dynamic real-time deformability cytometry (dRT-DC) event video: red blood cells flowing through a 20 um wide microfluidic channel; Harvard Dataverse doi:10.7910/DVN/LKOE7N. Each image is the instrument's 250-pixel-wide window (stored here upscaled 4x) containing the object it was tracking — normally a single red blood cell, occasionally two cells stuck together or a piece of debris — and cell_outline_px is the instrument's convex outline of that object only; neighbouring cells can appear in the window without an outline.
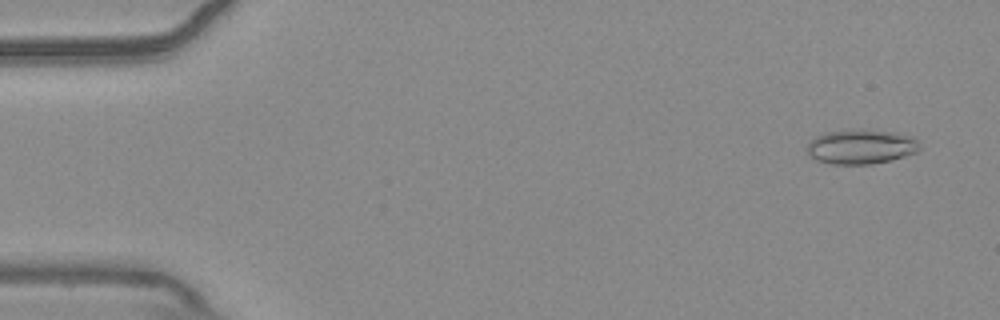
{"species": "common noctule bat (a hibernating species)", "species_latin": "Nyctalus noctula", "temperature_condition": "warm", "stored_images_in_passage": 54, "camera_frame_rate_fps": 3000, "um_per_image_px": 0.085, "animal": {"sex": "male", "body_mass_g": 20.4}, "frame": {"image": 1, "passage_image": 3, "time_ms": 0.667, "image_size_px": [1000, 320], "cell_outline_px": [[920, 148], [916, 152], [892, 160], [872, 164], [832, 164], [816, 160], [808, 152], [808, 144], [816, 136], [828, 132], [848, 128], [864, 128], [892, 132], [912, 136], [916, 140]], "centroid_in_image_um": [73.19, 12.45], "position_along_channel_um": 11.8, "area_um2": 22.83}}
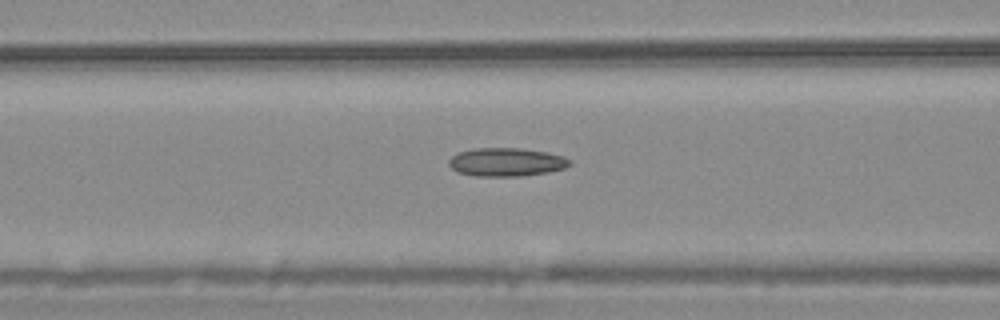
{"frame": {"image": 2, "passage_image": 22, "time_ms": 7.0, "image_size_px": [1000, 320], "cell_outline_px": [[572, 164], [564, 168], [548, 172], [520, 176], [476, 176], [456, 172], [448, 164], [448, 160], [456, 152], [476, 148], [520, 148], [548, 152], [564, 156], [572, 160]], "centroid_in_image_um": [43.04, 13.77], "position_along_channel_um": 123.6, "area_um2": 20.23}}
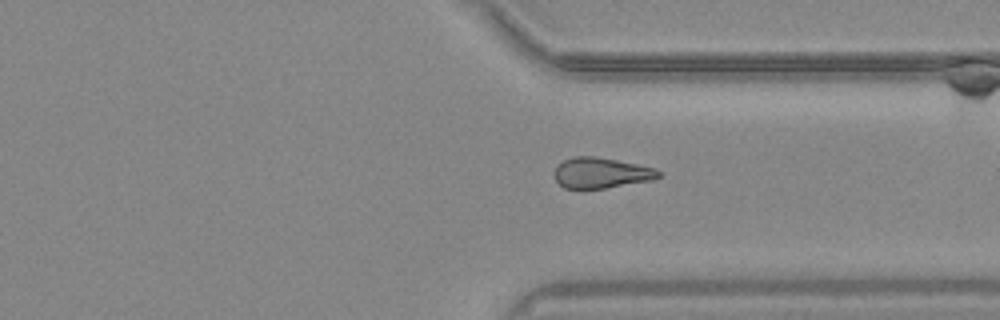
{"frame": {"image": 3, "passage_image": 41, "time_ms": 13.333, "image_size_px": [1000, 320], "cell_outline_px": [[664, 176], [652, 180], [604, 188], [564, 188], [556, 180], [552, 172], [556, 164], [572, 156], [592, 156], [616, 160], [636, 164], [652, 168], [664, 172]], "centroid_in_image_um": [51.08, 14.69], "position_along_channel_um": 360.3, "area_um2": 18.67}, "authors_computed_cell_mechanics": {"area_um2": 19.4497, "velocity_mm_per_s": 3.7406, "shape_relaxation_time_tau1_ms": 11.0461, "shape_relaxation_time_tau2_ms": 4.2259, "deformation_change_tau1": 0.1868, "deformation_change_tau2": 0.1224}}